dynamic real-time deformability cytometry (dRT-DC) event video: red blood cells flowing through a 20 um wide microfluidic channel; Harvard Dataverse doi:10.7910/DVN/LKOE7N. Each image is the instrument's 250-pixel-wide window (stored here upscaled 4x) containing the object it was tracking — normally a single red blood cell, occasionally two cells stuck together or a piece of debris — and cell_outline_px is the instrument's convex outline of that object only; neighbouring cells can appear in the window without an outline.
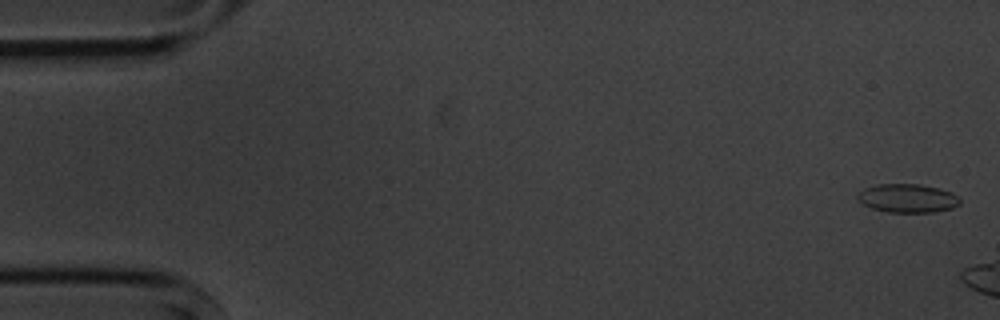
{"species": "common noctule bat (a hibernating species)", "species_latin": "Nyctalus noctula", "temperature_condition": "cold", "stored_images_in_passage": 4, "camera_frame_rate_fps": 3000, "um_per_image_px": 0.085, "animal": {"sex": "male", "body_mass_g": 20.1, "forearm_length_mm": 53.5}, "frame": {"image": 1, "passage_image": 1, "time_ms": 0.0, "image_size_px": [1000, 320], "cell_outline_px": [[960, 204], [952, 208], [932, 212], [888, 212], [872, 208], [864, 204], [856, 196], [864, 188], [876, 184], [920, 184], [952, 192], [960, 200]], "centroid_in_image_um": [77.14, 16.85], "position_along_channel_um": 7.9, "area_um2": 16.88}}